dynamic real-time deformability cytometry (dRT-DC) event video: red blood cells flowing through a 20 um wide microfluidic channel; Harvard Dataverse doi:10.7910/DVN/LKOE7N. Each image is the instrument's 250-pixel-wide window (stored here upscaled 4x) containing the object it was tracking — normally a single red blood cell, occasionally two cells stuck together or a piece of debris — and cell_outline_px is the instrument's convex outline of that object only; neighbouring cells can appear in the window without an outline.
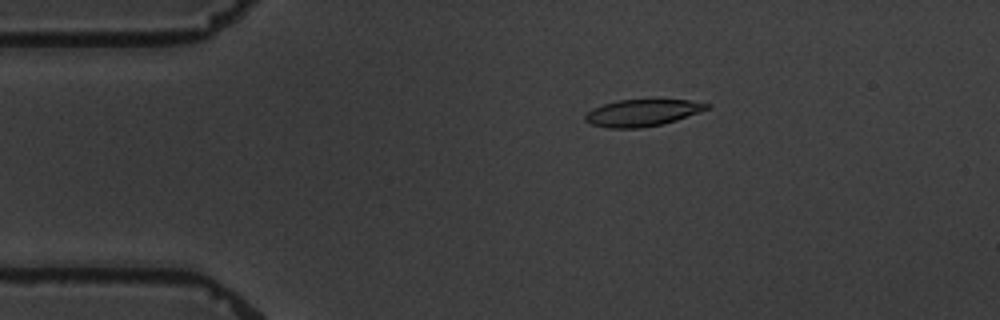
{"species": "common noctule bat (a hibernating species)", "species_latin": "Nyctalus noctula", "temperature_condition": "warm", "stored_images_in_passage": 4, "camera_frame_rate_fps": 3000, "um_per_image_px": 0.085, "animal": {"sex": "male", "body_mass_g": 19.5, "forearm_length_mm": 54.6}, "frame": {"image": 1, "passage_image": 2, "time_ms": 1.0, "image_size_px": [1000, 320], "cell_outline_px": [[712, 104], [708, 108], [700, 112], [676, 120], [660, 124], [640, 128], [608, 128], [592, 124], [584, 120], [584, 116], [592, 108], [604, 104], [620, 100], [688, 100]], "centroid_in_image_um": [54.58, 9.59], "position_along_channel_um": 30.4, "area_um2": 18.79}}